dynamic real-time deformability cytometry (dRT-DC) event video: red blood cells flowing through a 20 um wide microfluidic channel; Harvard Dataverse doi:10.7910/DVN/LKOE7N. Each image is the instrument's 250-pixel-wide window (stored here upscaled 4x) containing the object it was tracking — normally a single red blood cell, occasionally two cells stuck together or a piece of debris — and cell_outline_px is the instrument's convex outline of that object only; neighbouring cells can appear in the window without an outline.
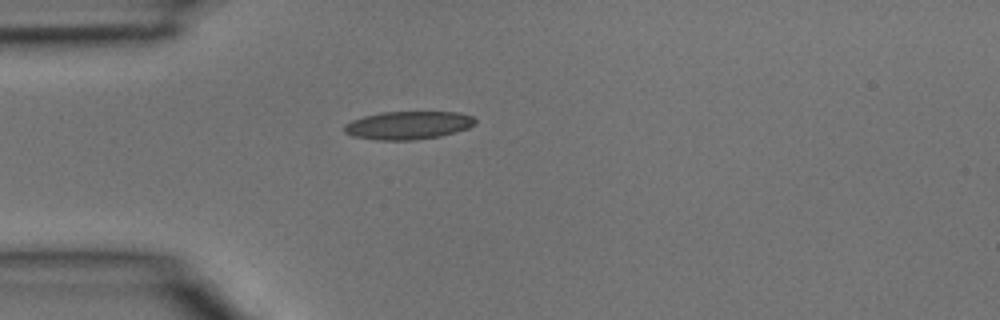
{"species": "common noctule bat (a hibernating species)", "species_latin": "Nyctalus noctula", "temperature_condition": "room temperature", "stored_images_in_passage": 2, "camera_frame_rate_fps": 3000, "um_per_image_px": 0.085, "animal": {"sex": "male", "body_mass_g": 15.6}, "frame": {"image": 1, "passage_image": 2, "time_ms": 0.333, "image_size_px": [1000, 320], "cell_outline_px": [[476, 124], [468, 128], [440, 136], [416, 140], [376, 140], [352, 136], [344, 132], [344, 124], [352, 120], [364, 116], [384, 112], [460, 112], [472, 116], [476, 120]], "centroid_in_image_um": [34.69, 10.65], "position_along_channel_um": 50.3, "area_um2": 21.5}}